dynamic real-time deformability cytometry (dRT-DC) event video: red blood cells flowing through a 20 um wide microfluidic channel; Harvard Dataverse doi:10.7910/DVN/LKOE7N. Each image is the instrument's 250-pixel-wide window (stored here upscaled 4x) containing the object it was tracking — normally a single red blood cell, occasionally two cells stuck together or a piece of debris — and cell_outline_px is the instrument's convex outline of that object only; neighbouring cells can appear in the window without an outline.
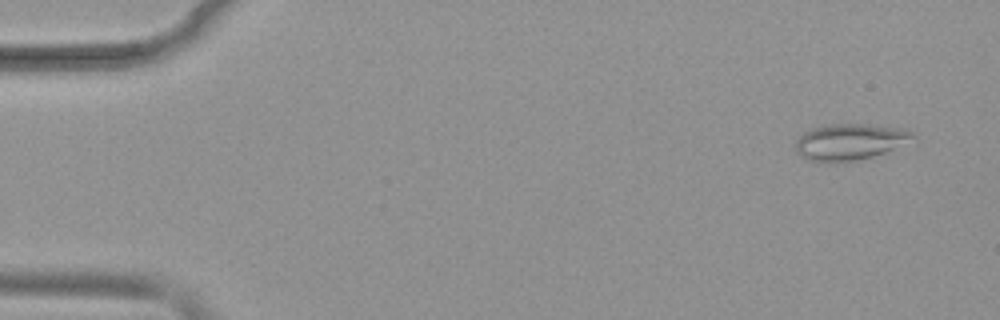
{"species": "common noctule bat (a hibernating species)", "species_latin": "Nyctalus noctula", "temperature_condition": "warm", "stored_images_in_passage": 52, "camera_frame_rate_fps": 3000, "um_per_image_px": 0.085, "animal": {"sex": "female", "body_mass_g": 19.9}, "frame": {"image": 1, "passage_image": 3, "time_ms": 0.667, "image_size_px": [1000, 320], "cell_outline_px": [[916, 136], [884, 152], [872, 156], [856, 160], [828, 164], [808, 160], [800, 156], [796, 152], [796, 140], [804, 132], [812, 128], [832, 124], [868, 124], [908, 128]], "centroid_in_image_um": [72.18, 12.06], "position_along_channel_um": 12.8, "area_um2": 24.8}}
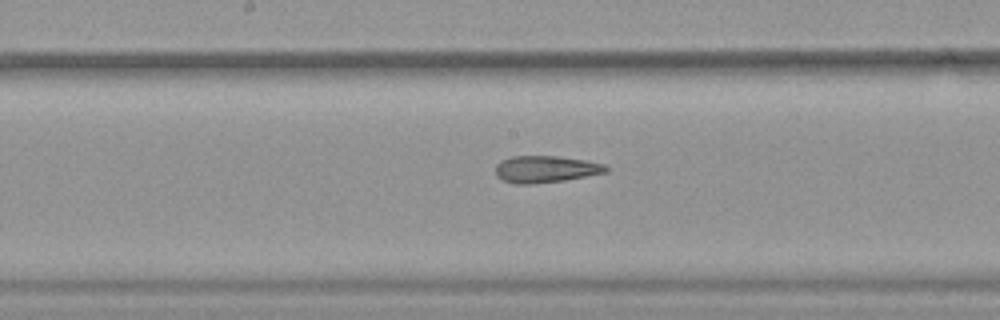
{"frame": {"image": 2, "passage_image": 27, "time_ms": 8.667, "image_size_px": [1000, 320], "cell_outline_px": [[612, 168], [608, 172], [564, 180], [532, 184], [516, 184], [504, 180], [496, 176], [496, 164], [500, 160], [512, 156], [556, 156], [584, 160], [604, 164]], "centroid_in_image_um": [46.39, 14.37], "position_along_channel_um": 201.8, "area_um2": 17.34}}
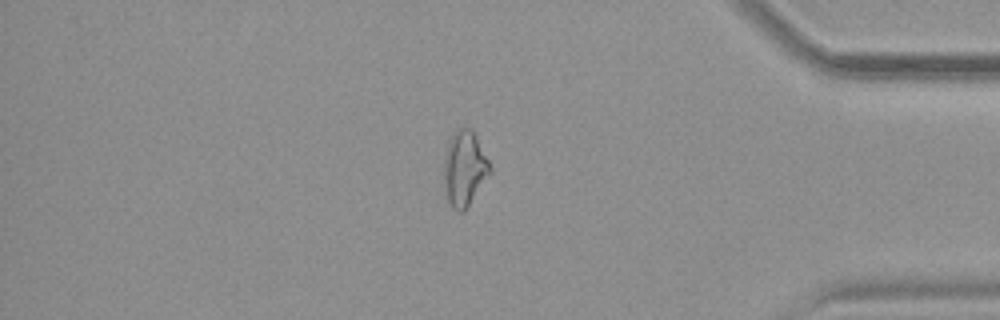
{"frame": {"image": 3, "passage_image": 44, "time_ms": 14.333, "image_size_px": [1000, 320], "cell_outline_px": [[492, 172], [464, 212], [456, 212], [452, 208], [448, 200], [444, 180], [444, 156], [448, 140], [452, 132], [456, 128], [472, 128], [492, 168]], "centroid_in_image_um": [39.48, 14.31], "position_along_channel_um": 395.7, "area_um2": 20.4}, "authors_computed_cell_mechanics": {"area_um2": 20.4901, "velocity_mm_per_s": 3.9095, "shape_relaxation_time_tau1_ms": null, "shape_relaxation_time_tau2_ms": 3.9786, "deformation_change_tau1": null, "deformation_change_tau2": 0.1364}}